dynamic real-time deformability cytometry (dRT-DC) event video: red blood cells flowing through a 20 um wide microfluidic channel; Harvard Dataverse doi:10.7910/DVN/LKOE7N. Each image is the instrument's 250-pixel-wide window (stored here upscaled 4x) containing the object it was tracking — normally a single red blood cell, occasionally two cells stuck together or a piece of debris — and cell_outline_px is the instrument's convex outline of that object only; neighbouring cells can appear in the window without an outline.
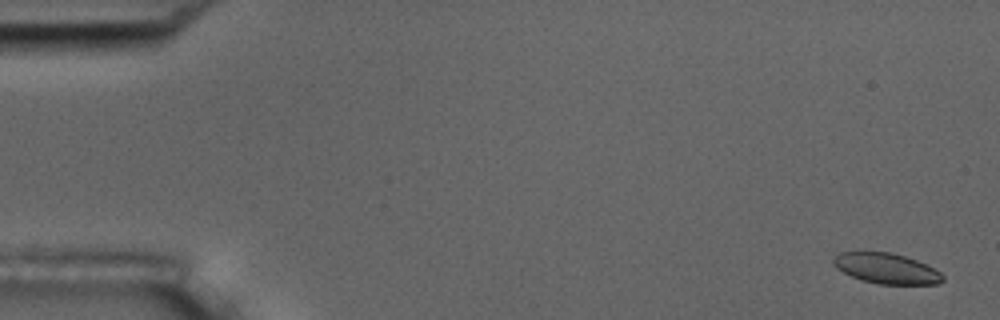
{"species": "common noctule bat (a hibernating species)", "species_latin": "Nyctalus noctula", "temperature_condition": "room temperature", "stored_images_in_passage": 5, "camera_frame_rate_fps": 3000, "um_per_image_px": 0.085, "animal": {"sex": "male", "body_mass_g": 17.5, "forearm_length_mm": 52.3}, "frame": {"image": 1, "passage_image": 1, "time_ms": 0.0, "image_size_px": [1000, 320], "cell_outline_px": [[944, 280], [940, 284], [880, 284], [860, 280], [836, 268], [832, 264], [832, 260], [840, 252], [888, 252], [904, 256], [916, 260], [940, 272], [944, 276]], "centroid_in_image_um": [75.33, 22.83], "position_along_channel_um": 9.7, "area_um2": 19.25}}